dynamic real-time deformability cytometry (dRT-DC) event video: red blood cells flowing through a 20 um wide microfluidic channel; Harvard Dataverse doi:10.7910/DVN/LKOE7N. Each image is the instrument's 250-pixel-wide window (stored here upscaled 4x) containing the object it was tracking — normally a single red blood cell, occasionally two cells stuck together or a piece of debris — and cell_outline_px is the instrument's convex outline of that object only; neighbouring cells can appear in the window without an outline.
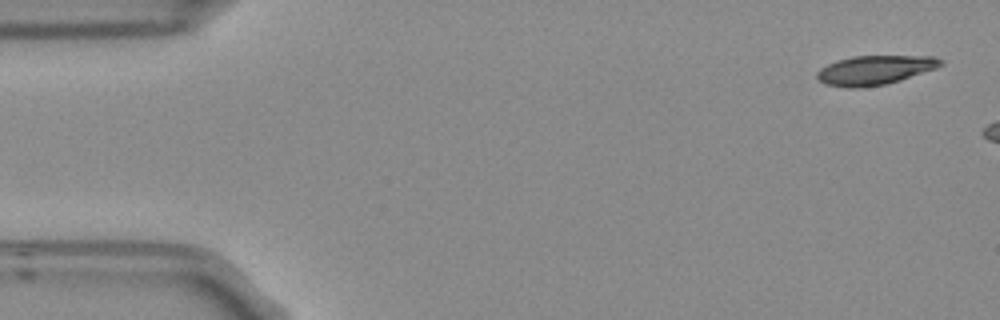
{"species": "Egyptian fruit bat (a non-hibernating species)", "species_latin": "Rousettus aegyptiacus", "temperature_condition": "room temperature", "stored_images_in_passage": 4, "camera_frame_rate_fps": 3000, "um_per_image_px": 0.085, "frame": {"image": 1, "passage_image": 1, "time_ms": 0.0, "image_size_px": [1000, 320], "cell_outline_px": [[944, 64], [936, 68], [900, 80], [884, 84], [860, 88], [848, 88], [824, 84], [816, 76], [816, 72], [820, 68], [836, 60], [852, 56], [932, 56], [944, 60]], "centroid_in_image_um": [74.34, 5.95], "position_along_channel_um": 10.7, "area_um2": 21.1}}